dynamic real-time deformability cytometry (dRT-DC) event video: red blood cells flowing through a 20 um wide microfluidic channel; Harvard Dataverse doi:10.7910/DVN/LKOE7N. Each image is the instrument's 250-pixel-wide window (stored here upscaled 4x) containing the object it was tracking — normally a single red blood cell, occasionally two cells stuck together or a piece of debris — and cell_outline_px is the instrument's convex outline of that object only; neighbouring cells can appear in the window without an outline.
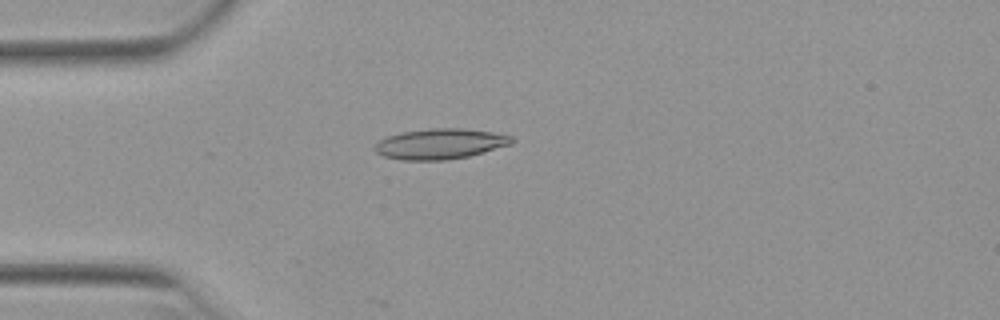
{"species": "Egyptian fruit bat (a non-hibernating species)", "species_latin": "Rousettus aegyptiacus", "temperature_condition": "warm", "stored_images_in_passage": 22, "camera_frame_rate_fps": 3000, "um_per_image_px": 0.085, "animal": {"sex": "female"}, "frame": {"image": 1, "passage_image": 14, "time_ms": 4.333, "image_size_px": [1000, 320], "cell_outline_px": [[516, 140], [512, 144], [484, 152], [468, 156], [448, 160], [400, 160], [384, 156], [376, 152], [372, 148], [380, 140], [388, 136], [400, 132], [428, 128], [464, 128], [492, 132], [512, 136]], "centroid_in_image_um": [37.42, 12.22], "position_along_channel_um": 47.6, "area_um2": 24.51}}
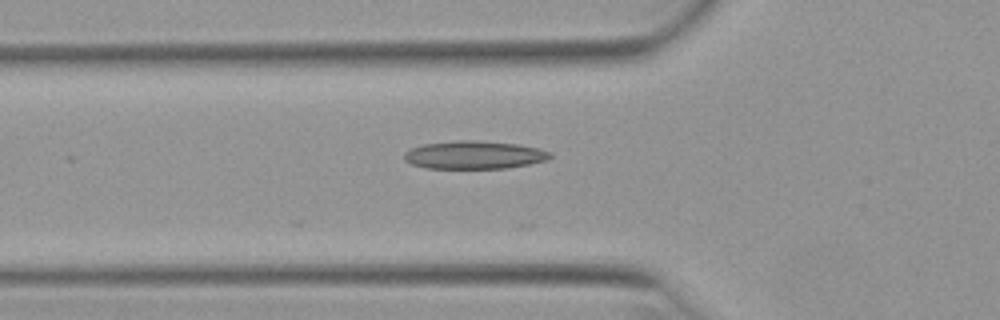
{"frame": {"image": 2, "passage_image": 18, "time_ms": 5.667, "image_size_px": [1000, 320], "cell_outline_px": [[552, 156], [548, 160], [508, 168], [428, 168], [412, 164], [404, 160], [404, 152], [412, 148], [424, 144], [460, 140], [476, 140], [516, 144], [540, 148], [552, 152]], "centroid_in_image_um": [40.34, 13.17], "position_along_channel_um": 85.5, "area_um2": 23.81}}
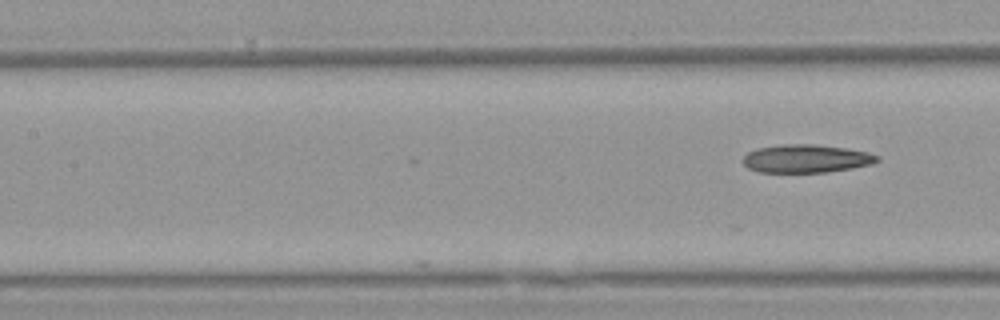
{"frame": {"image": 3, "passage_image": 22, "time_ms": 7.0, "image_size_px": [1000, 320], "cell_outline_px": [[880, 160], [872, 164], [852, 168], [828, 172], [760, 172], [748, 168], [744, 164], [744, 156], [748, 152], [756, 148], [784, 144], [812, 144], [848, 148], [868, 152], [880, 156]], "centroid_in_image_um": [68.56, 13.48], "position_along_channel_um": 138.8, "area_um2": 22.08}}